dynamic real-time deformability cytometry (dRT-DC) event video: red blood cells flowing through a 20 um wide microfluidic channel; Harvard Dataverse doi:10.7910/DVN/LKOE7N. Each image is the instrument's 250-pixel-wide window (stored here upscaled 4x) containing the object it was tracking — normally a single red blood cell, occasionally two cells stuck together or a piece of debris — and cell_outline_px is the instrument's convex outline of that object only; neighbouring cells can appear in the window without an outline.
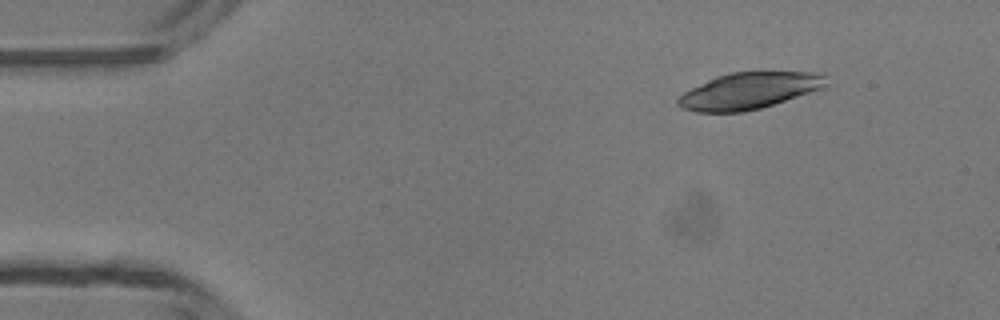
{"species": "common noctule bat (a hibernating species)", "species_latin": "Nyctalus noctula", "temperature_condition": "room temperature", "stored_images_in_passage": 2, "camera_frame_rate_fps": 3000, "um_per_image_px": 0.085, "animal": {"sex": "male", "body_mass_g": 13.3}, "frame": {"image": 1, "passage_image": 2, "time_ms": 1.333, "image_size_px": [1000, 320], "cell_outline_px": [[828, 84], [820, 88], [760, 108], [744, 112], [696, 112], [680, 108], [676, 104], [676, 100], [684, 92], [716, 76], [728, 72], [828, 72]], "centroid_in_image_um": [63.66, 7.7], "position_along_channel_um": 21.3, "area_um2": 31.39}}